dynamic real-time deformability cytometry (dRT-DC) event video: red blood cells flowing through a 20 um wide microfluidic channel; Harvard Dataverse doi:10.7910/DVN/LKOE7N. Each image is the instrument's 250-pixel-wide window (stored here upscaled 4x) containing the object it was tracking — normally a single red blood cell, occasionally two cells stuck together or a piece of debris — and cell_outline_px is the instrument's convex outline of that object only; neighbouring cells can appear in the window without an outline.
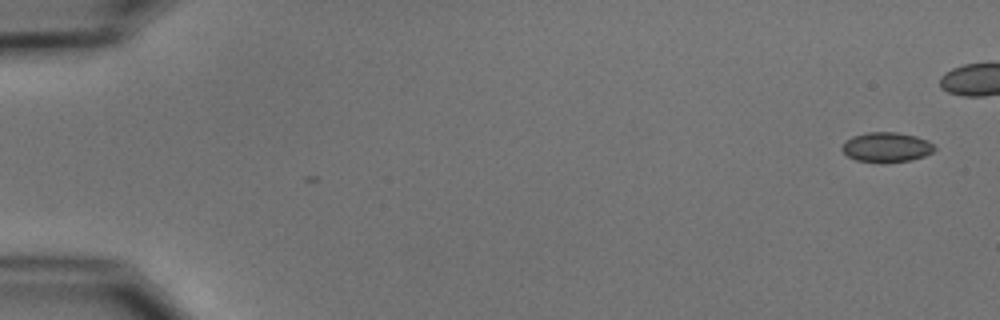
{"species": "common noctule bat (a hibernating species)", "species_latin": "Nyctalus noctula", "temperature_condition": "cold", "stored_images_in_passage": 7, "camera_frame_rate_fps": 3000, "um_per_image_px": 0.085, "animal": {"sex": "male", "body_mass_g": 15.6}, "frame": {"image": 1, "passage_image": 1, "time_ms": 0.0, "image_size_px": [1000, 320], "cell_outline_px": [[936, 148], [932, 152], [924, 156], [908, 160], [856, 160], [848, 156], [840, 148], [844, 140], [852, 136], [868, 132], [896, 132], [916, 136], [928, 140]], "centroid_in_image_um": [75.33, 12.46], "position_along_channel_um": 9.7, "area_um2": 15.55}}